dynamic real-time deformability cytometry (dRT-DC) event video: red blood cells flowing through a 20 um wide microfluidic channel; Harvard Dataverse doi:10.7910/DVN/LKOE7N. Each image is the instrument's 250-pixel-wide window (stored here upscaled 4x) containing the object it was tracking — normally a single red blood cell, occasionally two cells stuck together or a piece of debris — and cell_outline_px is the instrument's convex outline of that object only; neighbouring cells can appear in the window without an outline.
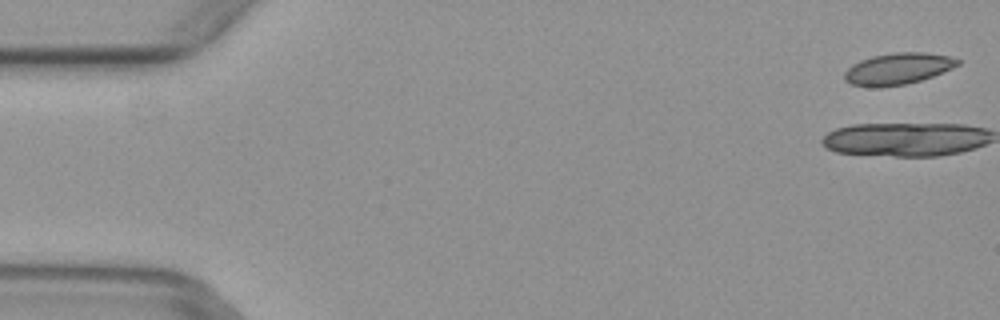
{"species": "common noctule bat (a hibernating species)", "species_latin": "Nyctalus noctula", "temperature_condition": "warm", "stored_images_in_passage": 6, "camera_frame_rate_fps": 3000, "um_per_image_px": 0.085, "animal": {"sex": "female", "body_mass_g": 29.2, "forearm_length_mm": 56.3}, "frame": {"image": 1, "passage_image": 1, "time_ms": 0.0, "image_size_px": [1000, 320], "cell_outline_px": [[960, 64], [952, 68], [932, 76], [920, 80], [904, 84], [852, 84], [844, 80], [844, 72], [852, 64], [860, 60], [872, 56], [892, 52], [924, 52], [948, 56], [960, 60]], "centroid_in_image_um": [76.35, 5.78], "position_along_channel_um": 8.6, "area_um2": 20.0}}